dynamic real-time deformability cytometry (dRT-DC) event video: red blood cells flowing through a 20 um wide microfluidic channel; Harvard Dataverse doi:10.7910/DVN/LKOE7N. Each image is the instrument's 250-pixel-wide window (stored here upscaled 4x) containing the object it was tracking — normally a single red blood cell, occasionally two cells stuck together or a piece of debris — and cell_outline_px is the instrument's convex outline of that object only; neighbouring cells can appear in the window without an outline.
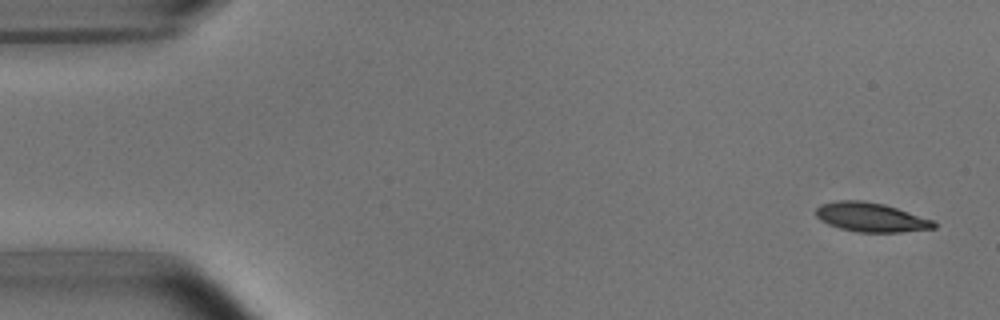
{"species": "common noctule bat (a hibernating species)", "species_latin": "Nyctalus noctula", "temperature_condition": "room temperature", "stored_images_in_passage": 9, "camera_frame_rate_fps": 3000, "um_per_image_px": 0.085, "animal": {"sex": "male", "body_mass_g": 15.6}, "frame": {"image": 1, "passage_image": 1, "time_ms": 0.0, "image_size_px": [1000, 320], "cell_outline_px": [[936, 228], [900, 232], [856, 232], [840, 228], [828, 224], [820, 220], [816, 216], [816, 208], [820, 204], [836, 200], [864, 200], [884, 204], [932, 220], [936, 224]], "centroid_in_image_um": [73.98, 18.46], "position_along_channel_um": 11.0, "area_um2": 20.0}}
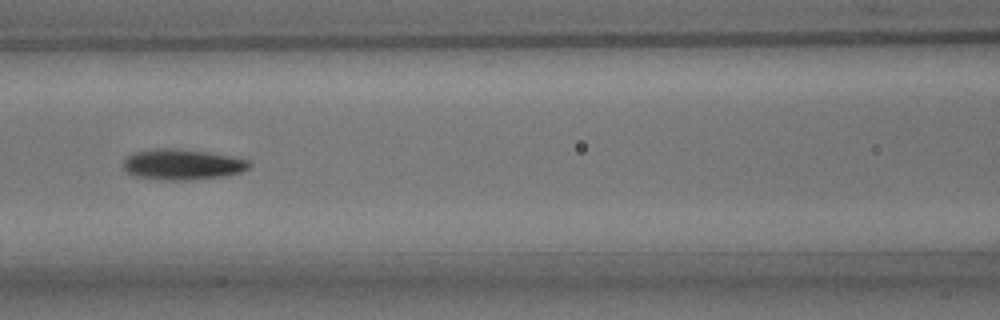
{"frame": {"image": 2, "passage_image": 7, "time_ms": 7.0, "image_size_px": [1000, 320], "cell_outline_px": [[252, 164], [248, 168], [240, 172], [224, 176], [192, 180], [160, 180], [136, 176], [128, 172], [124, 168], [124, 160], [132, 152], [156, 148], [176, 148], [208, 152], [248, 160]], "centroid_in_image_um": [15.48, 13.98], "position_along_channel_um": 151.1, "area_um2": 22.48}}
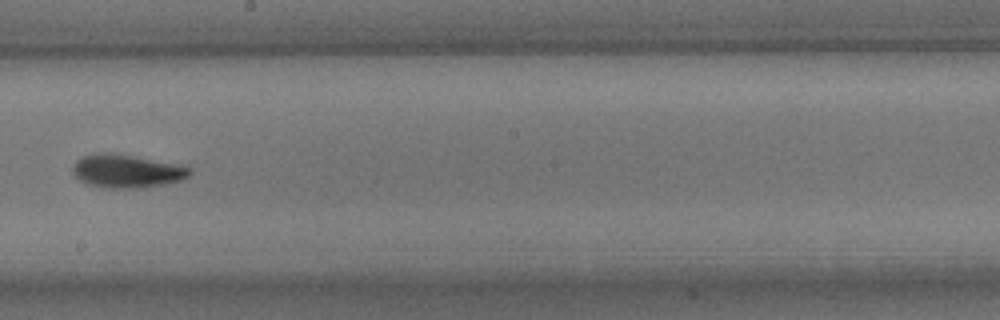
{"frame": {"image": 3, "passage_image": 9, "time_ms": 9.333, "image_size_px": [1000, 320], "cell_outline_px": [[192, 172], [188, 176], [180, 180], [164, 184], [140, 188], [104, 188], [88, 184], [80, 180], [72, 172], [72, 168], [76, 160], [92, 152], [108, 152], [180, 164], [192, 168]], "centroid_in_image_um": [10.76, 14.54], "position_along_channel_um": 237.4, "area_um2": 22.77}}